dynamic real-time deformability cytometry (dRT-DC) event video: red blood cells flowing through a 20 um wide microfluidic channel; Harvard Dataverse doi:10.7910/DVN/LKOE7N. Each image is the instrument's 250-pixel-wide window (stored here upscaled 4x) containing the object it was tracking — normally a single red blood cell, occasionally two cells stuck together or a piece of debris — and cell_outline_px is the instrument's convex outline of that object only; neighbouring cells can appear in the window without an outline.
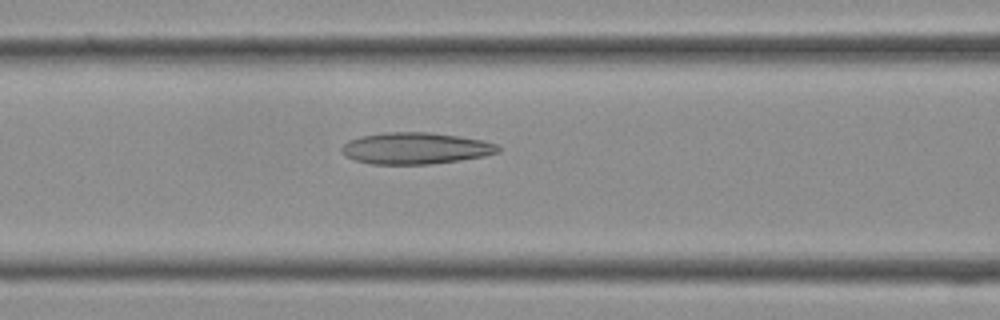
{"species": "Egyptian fruit bat (a non-hibernating species)", "species_latin": "Rousettus aegyptiacus", "temperature_condition": "cold", "stored_images_in_passage": 37, "camera_frame_rate_fps": 3000, "um_per_image_px": 0.085, "frame": {"image": 1, "passage_image": 15, "time_ms": 4.667, "image_size_px": [1000, 320], "cell_outline_px": [[500, 152], [484, 156], [460, 160], [432, 164], [372, 164], [352, 160], [344, 156], [340, 152], [340, 148], [348, 140], [360, 136], [384, 132], [428, 132], [456, 136], [480, 140], [496, 144], [500, 148]], "centroid_in_image_um": [35.25, 12.61], "position_along_channel_um": 131.4, "area_um2": 28.9}}
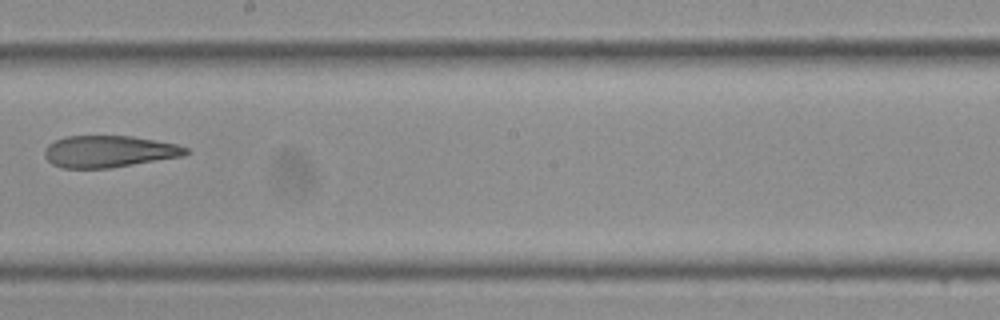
{"frame": {"image": 2, "passage_image": 21, "time_ms": 6.667, "image_size_px": [1000, 320], "cell_outline_px": [[188, 152], [184, 156], [108, 168], [60, 168], [52, 164], [44, 156], [44, 148], [48, 144], [56, 140], [68, 136], [132, 136], [156, 140], [176, 144], [188, 148]], "centroid_in_image_um": [9.24, 12.87], "position_along_channel_um": 239.0, "area_um2": 26.13}}
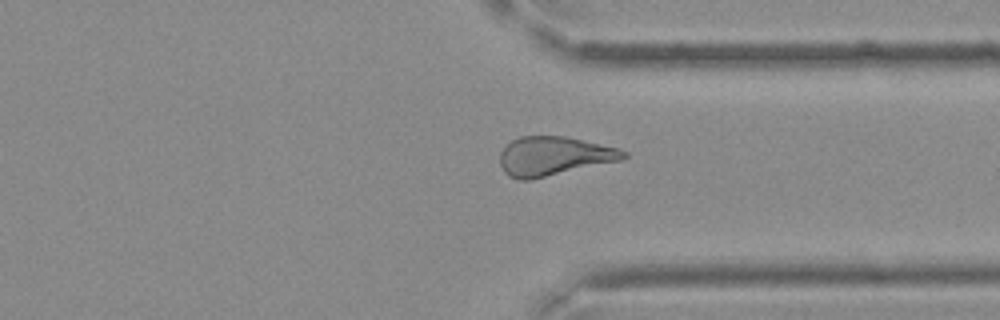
{"frame": {"image": 3, "passage_image": 28, "time_ms": 9.0, "image_size_px": [1000, 320], "cell_outline_px": [[628, 156], [624, 160], [532, 180], [520, 180], [508, 176], [504, 172], [500, 164], [500, 152], [512, 140], [520, 136], [564, 136], [616, 148], [628, 152]], "centroid_in_image_um": [47.08, 13.29], "position_along_channel_um": 364.3, "area_um2": 28.26}}